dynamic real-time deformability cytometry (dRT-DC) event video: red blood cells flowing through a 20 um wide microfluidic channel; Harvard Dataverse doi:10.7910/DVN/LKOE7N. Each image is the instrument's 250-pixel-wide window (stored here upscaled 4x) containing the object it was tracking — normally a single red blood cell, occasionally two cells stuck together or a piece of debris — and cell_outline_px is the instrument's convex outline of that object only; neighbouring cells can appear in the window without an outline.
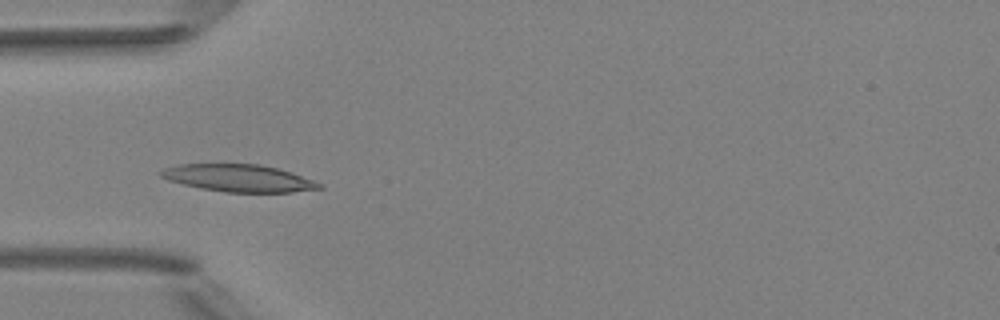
{"species": "Egyptian fruit bat (a non-hibernating species)", "species_latin": "Rousettus aegyptiacus", "temperature_condition": "room temperature", "stored_images_in_passage": 8, "camera_frame_rate_fps": 3000, "um_per_image_px": 0.085, "animal": {"sex": "female"}, "frame": {"image": 1, "passage_image": 4, "time_ms": 4.333, "image_size_px": [1000, 320], "cell_outline_px": [[324, 188], [292, 192], [224, 192], [200, 188], [168, 180], [160, 176], [156, 172], [164, 168], [180, 164], [256, 164], [276, 168], [324, 184]], "centroid_in_image_um": [20.24, 15.14], "position_along_channel_um": 64.8, "area_um2": 24.97}}
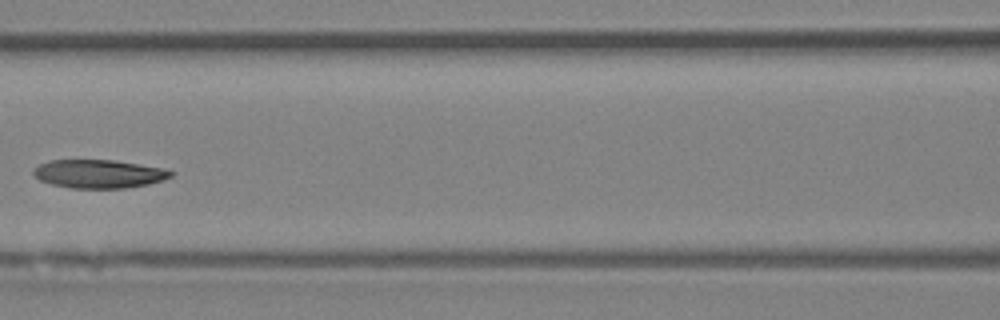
{"frame": {"image": 2, "passage_image": 6, "time_ms": 6.667, "image_size_px": [1000, 320], "cell_outline_px": [[176, 172], [172, 176], [164, 180], [148, 184], [124, 188], [68, 188], [52, 184], [40, 180], [32, 172], [40, 164], [48, 160], [112, 160], [164, 168]], "centroid_in_image_um": [8.43, 14.78], "position_along_channel_um": 158.2, "area_um2": 22.72}}
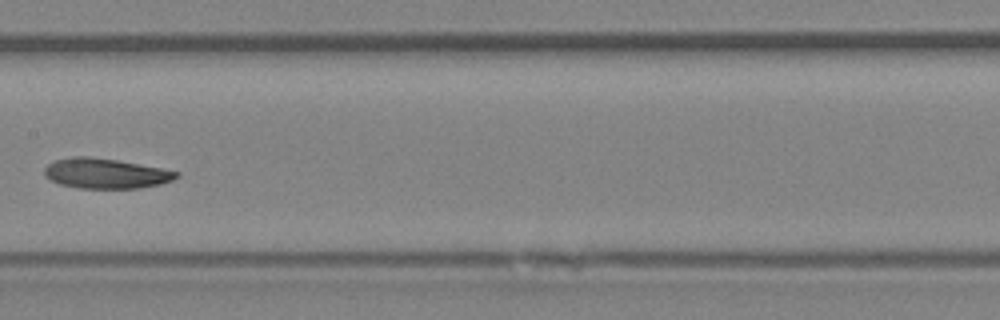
{"frame": {"image": 3, "passage_image": 7, "time_ms": 7.667, "image_size_px": [1000, 320], "cell_outline_px": [[180, 176], [172, 180], [160, 184], [140, 188], [76, 188], [60, 184], [44, 176], [44, 168], [48, 164], [56, 160], [76, 156], [84, 156], [116, 160], [160, 168], [180, 172]], "centroid_in_image_um": [8.98, 14.75], "position_along_channel_um": 198.4, "area_um2": 22.95}}